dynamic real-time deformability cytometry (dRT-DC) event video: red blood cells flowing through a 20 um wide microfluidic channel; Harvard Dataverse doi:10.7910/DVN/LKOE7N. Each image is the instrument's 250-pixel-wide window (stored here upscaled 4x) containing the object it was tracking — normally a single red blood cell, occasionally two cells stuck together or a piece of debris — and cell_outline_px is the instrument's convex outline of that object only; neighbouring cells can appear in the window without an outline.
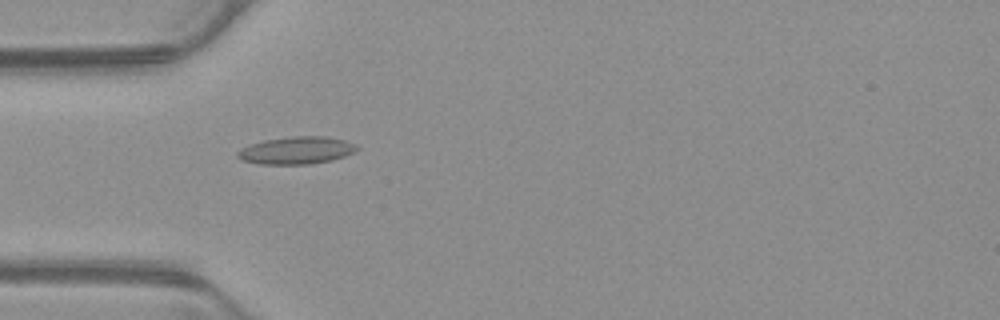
{"species": "common noctule bat (a hibernating species)", "species_latin": "Nyctalus noctula", "temperature_condition": "warm", "stored_images_in_passage": 45, "camera_frame_rate_fps": 3000, "um_per_image_px": 0.085, "animal": {"sex": "male", "body_mass_g": 23.1, "forearm_length_mm": 52.7}, "frame": {"image": 1, "passage_image": 8, "time_ms": 2.333, "image_size_px": [1000, 320], "cell_outline_px": [[360, 148], [344, 156], [332, 160], [308, 164], [260, 164], [240, 160], [236, 156], [236, 152], [240, 148], [264, 140], [292, 136], [328, 136], [344, 140], [356, 144]], "centroid_in_image_um": [25.18, 12.78], "position_along_channel_um": 59.8, "area_um2": 19.13}}
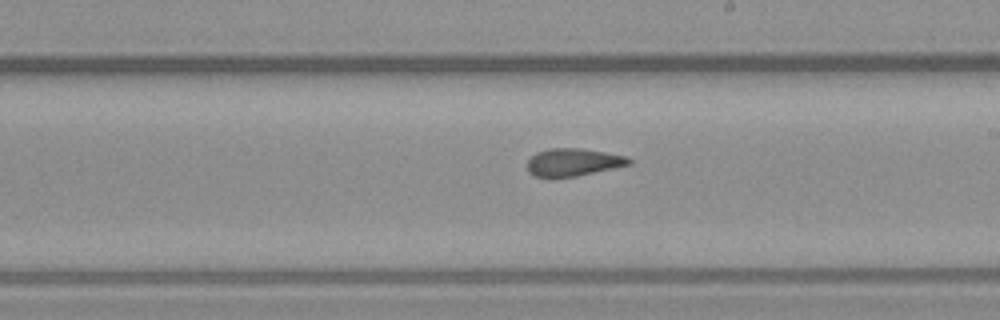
{"frame": {"image": 2, "passage_image": 22, "time_ms": 7.0, "image_size_px": [1000, 320], "cell_outline_px": [[632, 164], [616, 168], [576, 176], [536, 176], [528, 172], [528, 160], [536, 152], [552, 148], [580, 148], [628, 156], [632, 160]], "centroid_in_image_um": [48.78, 13.77], "position_along_channel_um": 240.2, "area_um2": 16.24}}
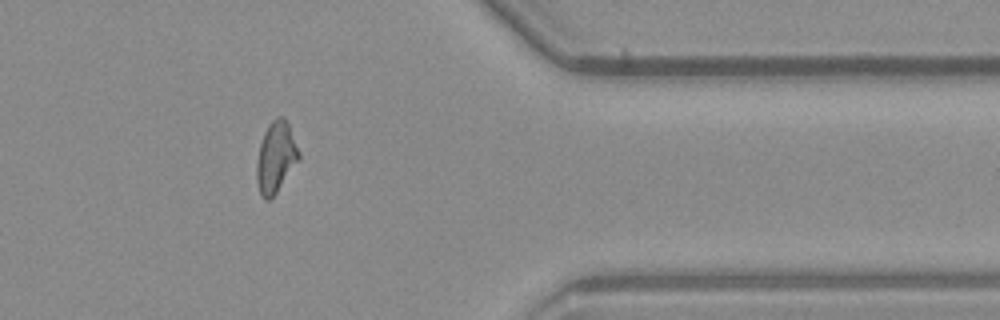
{"frame": {"image": 3, "passage_image": 35, "time_ms": 11.333, "image_size_px": [1000, 320], "cell_outline_px": [[300, 160], [276, 192], [268, 200], [264, 200], [260, 192], [256, 180], [256, 164], [260, 144], [264, 132], [268, 124], [276, 116], [284, 116], [288, 120], [300, 152]], "centroid_in_image_um": [23.47, 13.31], "position_along_channel_um": 387.9, "area_um2": 17.69}, "authors_computed_cell_mechanics": {"area_um2": 16.9932, "velocity_mm_per_s": 3.896, "shape_relaxation_time_tau1_ms": null, "shape_relaxation_time_tau2_ms": 2.4557, "deformation_change_tau1": null, "deformation_change_tau2": 0.1131}}